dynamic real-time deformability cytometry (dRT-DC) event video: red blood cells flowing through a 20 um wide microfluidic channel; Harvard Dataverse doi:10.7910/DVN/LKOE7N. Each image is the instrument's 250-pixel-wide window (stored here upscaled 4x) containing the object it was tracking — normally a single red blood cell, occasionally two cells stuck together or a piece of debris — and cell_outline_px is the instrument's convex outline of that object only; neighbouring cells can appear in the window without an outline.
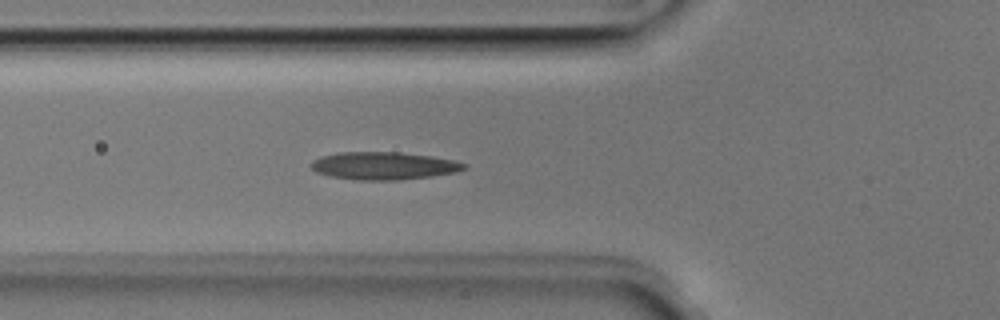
{"species": "Egyptian fruit bat (a non-hibernating species)", "species_latin": "Rousettus aegyptiacus", "temperature_condition": "room temperature", "stored_images_in_passage": 52, "camera_frame_rate_fps": 3000, "um_per_image_px": 0.085, "animal": {"sex": "male"}, "frame": {"image": 1, "passage_image": 18, "time_ms": 5.667, "image_size_px": [1000, 320], "cell_outline_px": [[468, 168], [456, 172], [400, 180], [360, 180], [328, 176], [316, 172], [312, 168], [312, 160], [320, 156], [336, 152], [400, 152], [432, 156], [456, 160], [468, 164]], "centroid_in_image_um": [32.63, 14.08], "position_along_channel_um": 93.2, "area_um2": 24.85}}
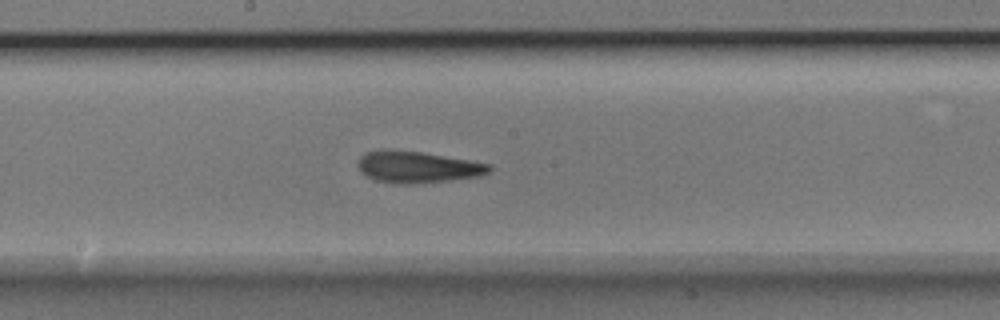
{"frame": {"image": 2, "passage_image": 27, "time_ms": 8.667, "image_size_px": [1000, 320], "cell_outline_px": [[492, 168], [488, 172], [480, 176], [448, 180], [412, 184], [400, 184], [376, 180], [360, 172], [356, 164], [360, 156], [364, 152], [384, 148], [420, 152], [492, 164]], "centroid_in_image_um": [35.43, 14.18], "position_along_channel_um": 212.8, "area_um2": 24.22}}
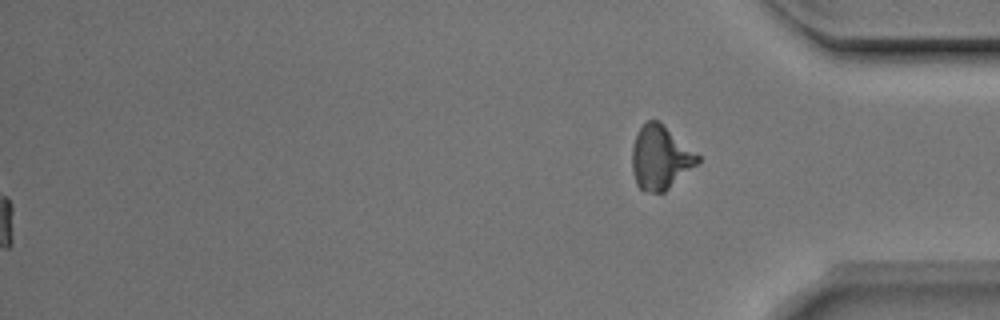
{"frame": {"image": 3, "passage_image": 52, "time_ms": 17.0, "image_size_px": [1000, 320], "cell_outline_px": [[700, 160], [696, 164], [664, 192], [644, 192], [636, 184], [632, 172], [632, 148], [636, 132], [648, 120], [660, 120], [700, 156]], "centroid_in_image_um": [56.1, 13.37], "position_along_channel_um": 379.1, "area_um2": 24.33}, "authors_computed_cell_mechanics": {"area_um2": 23.0622, "velocity_mm_per_s": 3.9777, "shape_relaxation_time_tau1_ms": 9.4212, "shape_relaxation_time_tau2_ms": 5.9535, "deformation_change_tau1": 0.2239, "deformation_change_tau2": 0.1499}}